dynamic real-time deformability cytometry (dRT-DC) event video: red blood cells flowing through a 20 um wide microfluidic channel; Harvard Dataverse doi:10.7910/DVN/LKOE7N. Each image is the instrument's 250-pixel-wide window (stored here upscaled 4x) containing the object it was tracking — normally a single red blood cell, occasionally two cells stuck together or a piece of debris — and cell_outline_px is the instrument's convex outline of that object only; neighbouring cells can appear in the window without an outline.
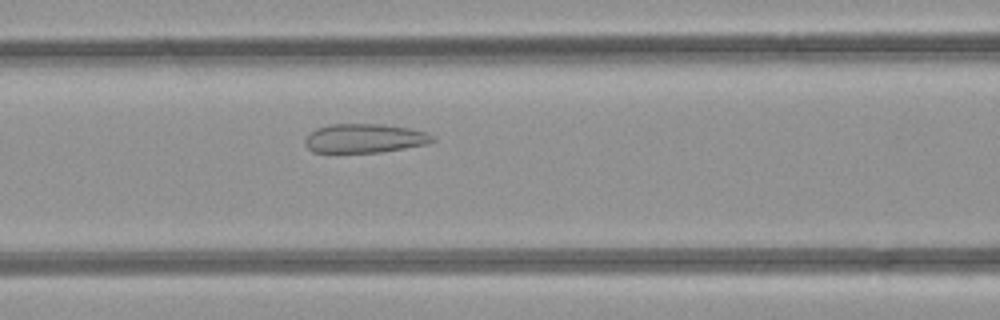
{"species": "common noctule bat (a hibernating species)", "species_latin": "Nyctalus noctula", "temperature_condition": "room temperature", "stored_images_in_passage": 18, "camera_frame_rate_fps": 3000, "um_per_image_px": 0.085, "animal": {"sex": "female", "body_mass_g": 21.9}, "frame": {"image": 1, "passage_image": 11, "time_ms": 3.333, "image_size_px": [1000, 320], "cell_outline_px": [[436, 140], [428, 144], [380, 152], [312, 152], [304, 144], [304, 140], [308, 132], [316, 128], [332, 124], [380, 124], [408, 128], [428, 132]], "centroid_in_image_um": [30.97, 11.75], "position_along_channel_um": 135.6, "area_um2": 21.62}}
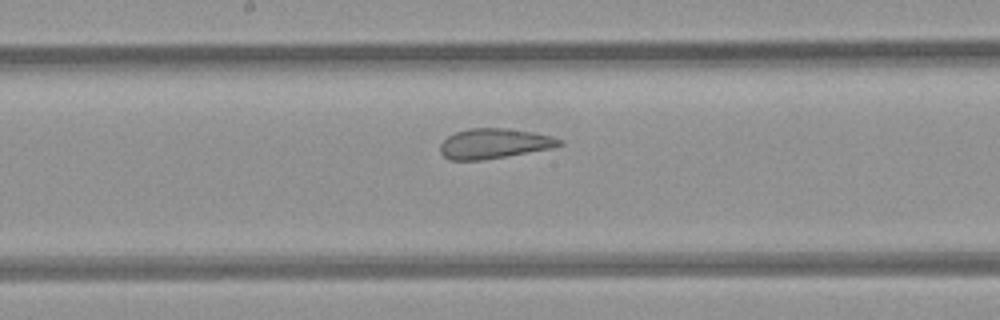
{"frame": {"image": 2, "passage_image": 16, "time_ms": 5.0, "image_size_px": [1000, 320], "cell_outline_px": [[564, 144], [552, 148], [484, 160], [448, 160], [440, 152], [440, 144], [448, 136], [456, 132], [468, 128], [504, 128], [532, 132], [552, 136], [564, 140]], "centroid_in_image_um": [42.01, 12.2], "position_along_channel_um": 206.2, "area_um2": 20.92}}